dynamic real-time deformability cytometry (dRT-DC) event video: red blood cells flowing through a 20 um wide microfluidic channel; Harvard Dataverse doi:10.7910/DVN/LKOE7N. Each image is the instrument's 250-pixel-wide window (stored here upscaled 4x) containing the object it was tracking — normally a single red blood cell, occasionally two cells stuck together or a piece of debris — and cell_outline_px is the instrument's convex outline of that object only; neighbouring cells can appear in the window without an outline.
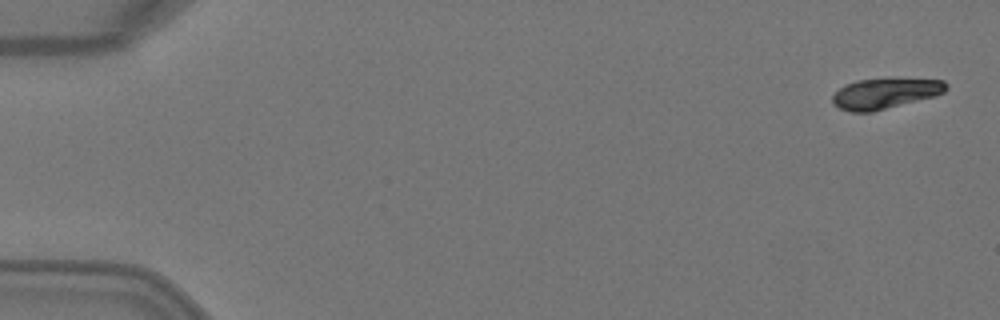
{"species": "Egyptian fruit bat (a non-hibernating species)", "species_latin": "Rousettus aegyptiacus", "temperature_condition": "warm", "stored_images_in_passage": 7, "camera_frame_rate_fps": 3000, "um_per_image_px": 0.085, "animal": {"sex": "female"}, "frame": {"image": 1, "passage_image": 1, "time_ms": 0.0, "image_size_px": [1000, 320], "cell_outline_px": [[948, 88], [944, 92], [936, 96], [872, 112], [852, 112], [840, 108], [832, 104], [832, 96], [840, 88], [856, 80], [944, 80], [948, 84]], "centroid_in_image_um": [75.23, 7.97], "position_along_channel_um": 9.8, "area_um2": 19.71}}
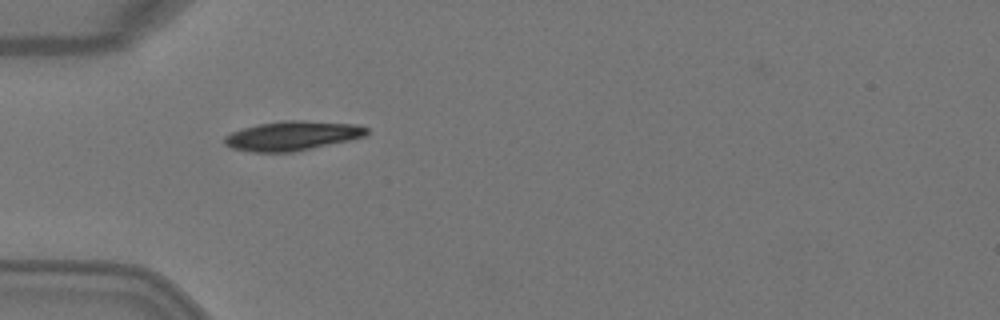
{"frame": {"image": 2, "passage_image": 5, "time_ms": 1.333, "image_size_px": [1000, 320], "cell_outline_px": [[368, 132], [364, 136], [348, 140], [312, 148], [292, 152], [252, 152], [232, 148], [224, 144], [224, 136], [232, 132], [256, 124], [284, 120], [304, 120], [356, 124], [368, 128]], "centroid_in_image_um": [24.82, 11.53], "position_along_channel_um": 60.2, "area_um2": 24.28}}
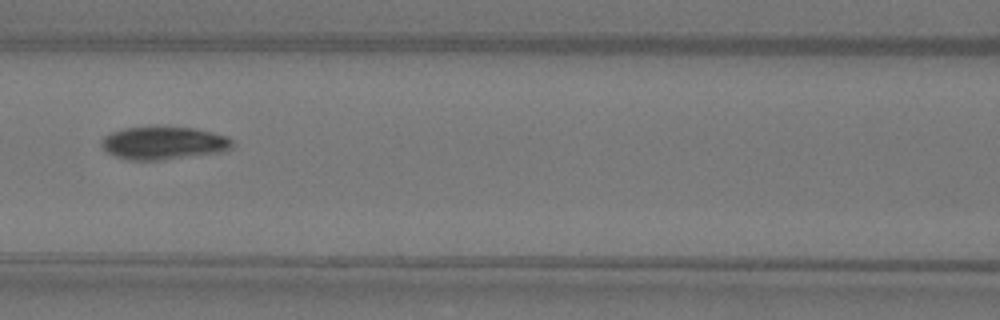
{"frame": {"image": 3, "passage_image": 7, "time_ms": 2.0, "image_size_px": [1000, 320], "cell_outline_px": [[232, 148], [220, 152], [164, 160], [128, 160], [116, 156], [108, 152], [100, 144], [100, 140], [104, 136], [112, 132], [124, 128], [196, 128], [228, 136], [232, 140]], "centroid_in_image_um": [13.91, 12.17], "position_along_channel_um": 152.7, "area_um2": 24.8}}